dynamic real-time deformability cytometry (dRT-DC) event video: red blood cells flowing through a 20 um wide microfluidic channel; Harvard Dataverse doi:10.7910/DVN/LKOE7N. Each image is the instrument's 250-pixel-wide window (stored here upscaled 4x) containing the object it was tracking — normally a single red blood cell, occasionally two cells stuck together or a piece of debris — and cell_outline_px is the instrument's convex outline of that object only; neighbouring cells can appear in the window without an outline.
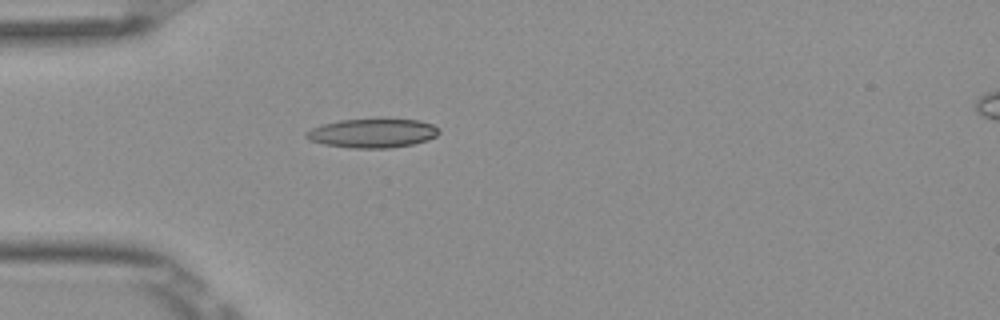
{"species": "Egyptian fruit bat (a non-hibernating species)", "species_latin": "Rousettus aegyptiacus", "temperature_condition": "room temperature", "stored_images_in_passage": 38, "camera_frame_rate_fps": 3000, "um_per_image_px": 0.085, "frame": {"image": 1, "passage_image": 1, "time_ms": 0.0, "image_size_px": [1000, 320], "cell_outline_px": [[440, 132], [436, 136], [428, 140], [412, 144], [388, 148], [352, 148], [324, 144], [308, 140], [304, 136], [304, 132], [312, 128], [324, 124], [340, 120], [420, 120], [432, 124], [440, 128]], "centroid_in_image_um": [31.66, 11.33], "position_along_channel_um": 53.3, "area_um2": 22.25}}
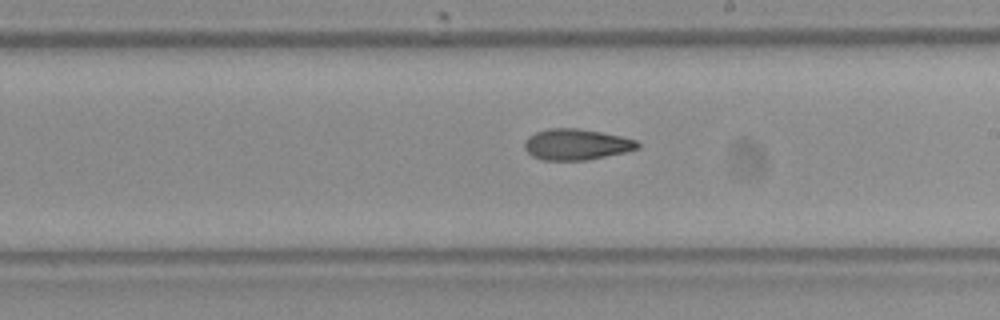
{"frame": {"image": 2, "passage_image": 16, "time_ms": 5.0, "image_size_px": [1000, 320], "cell_outline_px": [[640, 148], [624, 152], [588, 160], [540, 160], [532, 156], [524, 148], [524, 140], [528, 136], [536, 132], [548, 128], [580, 128], [620, 136], [636, 140], [640, 144]], "centroid_in_image_um": [48.96, 12.27], "position_along_channel_um": 240.0, "area_um2": 20.52}}
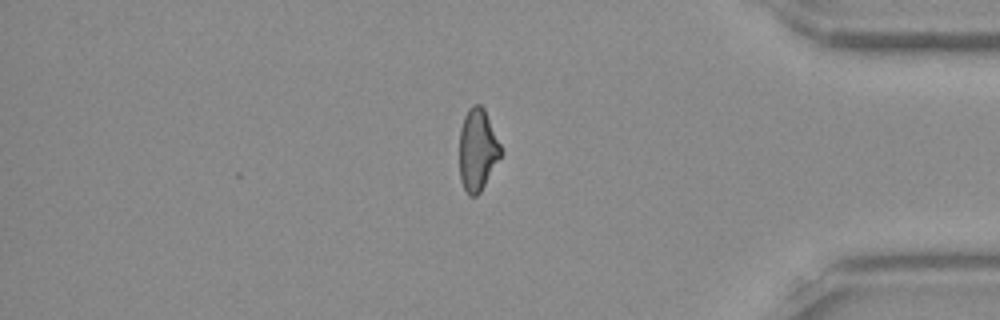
{"frame": {"image": 3, "passage_image": 30, "time_ms": 9.667, "image_size_px": [1000, 320], "cell_outline_px": [[504, 152], [480, 192], [476, 196], [468, 196], [460, 180], [460, 128], [464, 116], [468, 108], [472, 104], [480, 104], [484, 108]], "centroid_in_image_um": [40.6, 12.73], "position_along_channel_um": 394.6, "area_um2": 19.94}, "authors_computed_cell_mechanics": {"area_um2": 20.519, "velocity_mm_per_s": 3.8969, "shape_relaxation_time_tau1_ms": 9.0988, "shape_relaxation_time_tau2_ms": 2.4867, "deformation_change_tau1": 0.2411, "deformation_change_tau2": 0.0895}}